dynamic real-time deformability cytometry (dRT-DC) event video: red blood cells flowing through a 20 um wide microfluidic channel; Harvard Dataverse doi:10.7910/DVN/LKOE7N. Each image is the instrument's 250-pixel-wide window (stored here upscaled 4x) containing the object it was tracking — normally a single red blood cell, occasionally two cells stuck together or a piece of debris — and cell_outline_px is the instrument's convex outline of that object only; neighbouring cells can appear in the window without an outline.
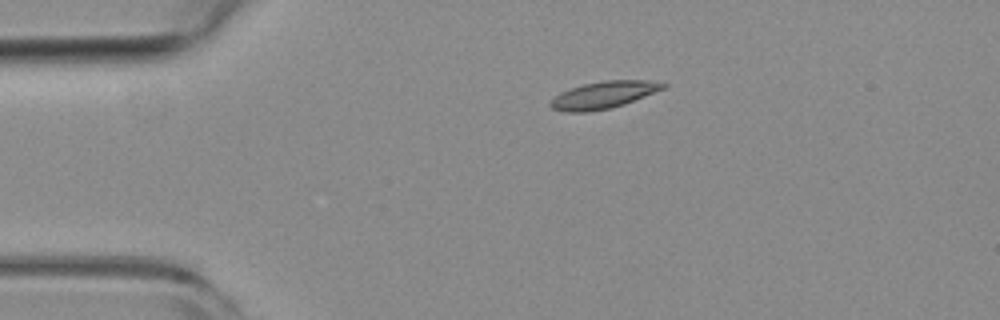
{"species": "common noctule bat (a hibernating species)", "species_latin": "Nyctalus noctula", "temperature_condition": "room temperature", "stored_images_in_passage": 43, "camera_frame_rate_fps": 3000, "um_per_image_px": 0.085, "animal": {"sex": "female", "body_mass_g": 19.3, "forearm_length_mm": 54.1}, "frame": {"image": 1, "passage_image": 1, "time_ms": 0.0, "image_size_px": [1000, 320], "cell_outline_px": [[668, 84], [664, 88], [624, 104], [608, 108], [584, 112], [564, 112], [552, 108], [548, 104], [560, 92], [584, 84], [604, 80], [644, 80]], "centroid_in_image_um": [51.27, 8.07], "position_along_channel_um": 33.7, "area_um2": 17.4}}
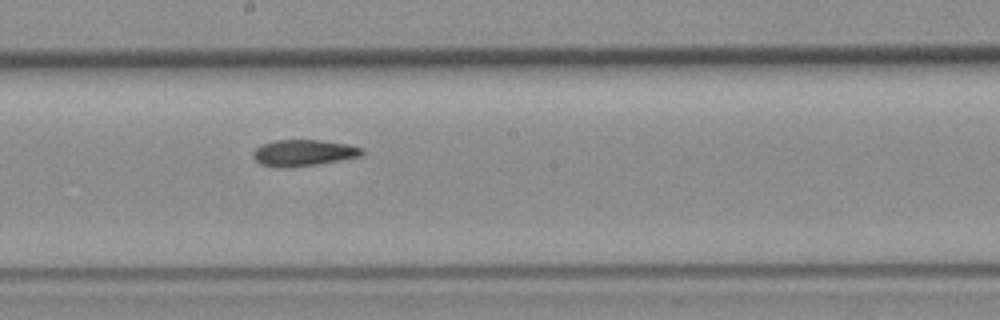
{"frame": {"image": 2, "passage_image": 19, "time_ms": 6.0, "image_size_px": [1000, 320], "cell_outline_px": [[364, 156], [316, 164], [288, 168], [260, 164], [252, 156], [252, 152], [260, 144], [276, 140], [320, 140], [348, 144], [364, 148]], "centroid_in_image_um": [25.82, 12.98], "position_along_channel_um": 222.4, "area_um2": 16.82}}
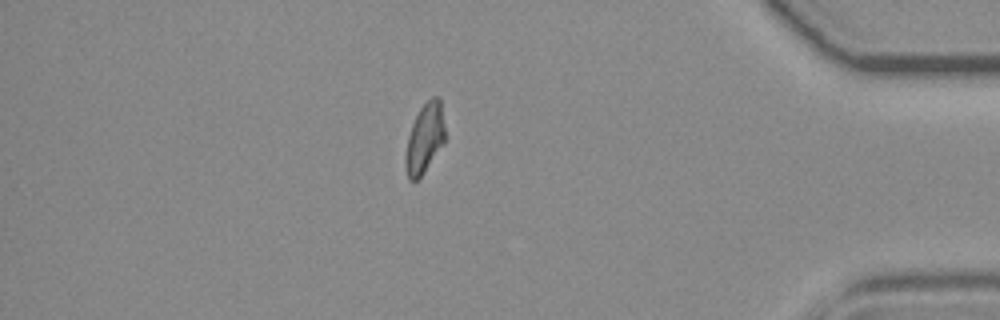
{"frame": {"image": 3, "passage_image": 36, "time_ms": 11.667, "image_size_px": [1000, 320], "cell_outline_px": [[444, 144], [424, 172], [416, 180], [408, 180], [404, 164], [404, 160], [408, 136], [412, 124], [420, 108], [432, 96], [440, 96], [444, 128]], "centroid_in_image_um": [36.09, 11.77], "position_along_channel_um": 399.1, "area_um2": 16.01}, "authors_computed_cell_mechanics": {"area_um2": 16.8198, "velocity_mm_per_s": 3.8413, "shape_relaxation_time_tau1_ms": 10.272, "shape_relaxation_time_tau2_ms": 4.8496, "deformation_change_tau1": 0.2128, "deformation_change_tau2": 0.1224}}